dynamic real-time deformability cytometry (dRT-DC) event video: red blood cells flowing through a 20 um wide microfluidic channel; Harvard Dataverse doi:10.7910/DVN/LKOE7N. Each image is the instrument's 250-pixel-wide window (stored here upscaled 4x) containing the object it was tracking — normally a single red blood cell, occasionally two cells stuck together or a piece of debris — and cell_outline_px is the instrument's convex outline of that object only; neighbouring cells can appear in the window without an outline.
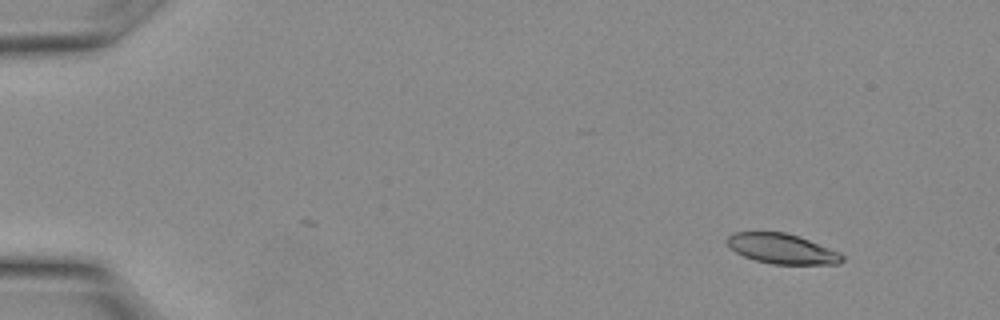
{"species": "Egyptian fruit bat (a non-hibernating species)", "species_latin": "Rousettus aegyptiacus", "temperature_condition": "warm", "stored_images_in_passage": 3, "camera_frame_rate_fps": 3000, "um_per_image_px": 0.085, "animal": {"sex": "female"}, "frame": {"image": 1, "passage_image": 3, "time_ms": 0.667, "image_size_px": [1000, 320], "cell_outline_px": [[844, 260], [840, 264], [772, 264], [756, 260], [744, 256], [736, 252], [728, 244], [728, 236], [732, 232], [784, 232], [808, 240], [840, 252], [844, 256]], "centroid_in_image_um": [66.49, 21.15], "position_along_channel_um": 18.5, "area_um2": 19.88}}